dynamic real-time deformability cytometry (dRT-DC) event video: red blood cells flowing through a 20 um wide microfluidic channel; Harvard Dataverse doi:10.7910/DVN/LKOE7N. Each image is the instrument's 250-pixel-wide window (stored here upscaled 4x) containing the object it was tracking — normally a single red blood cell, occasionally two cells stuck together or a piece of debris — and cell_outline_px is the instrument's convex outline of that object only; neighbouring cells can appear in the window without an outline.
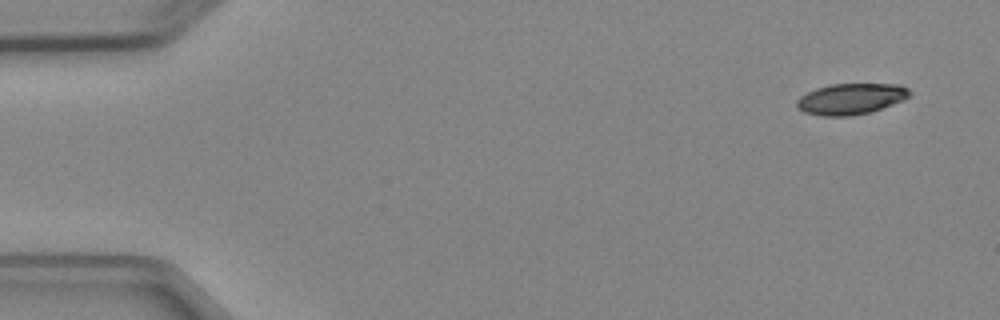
{"species": "Egyptian fruit bat (a non-hibernating species)", "species_latin": "Rousettus aegyptiacus", "temperature_condition": "cold", "stored_images_in_passage": 5, "camera_frame_rate_fps": 3000, "um_per_image_px": 0.085, "animal": {"sex": "female"}, "frame": {"image": 1, "passage_image": 1, "time_ms": 0.0, "image_size_px": [1000, 320], "cell_outline_px": [[912, 92], [904, 100], [872, 112], [852, 116], [820, 116], [804, 112], [796, 108], [796, 100], [800, 96], [816, 88], [832, 84], [900, 84], [908, 88]], "centroid_in_image_um": [72.32, 8.41], "position_along_channel_um": 12.7, "area_um2": 20.63}}
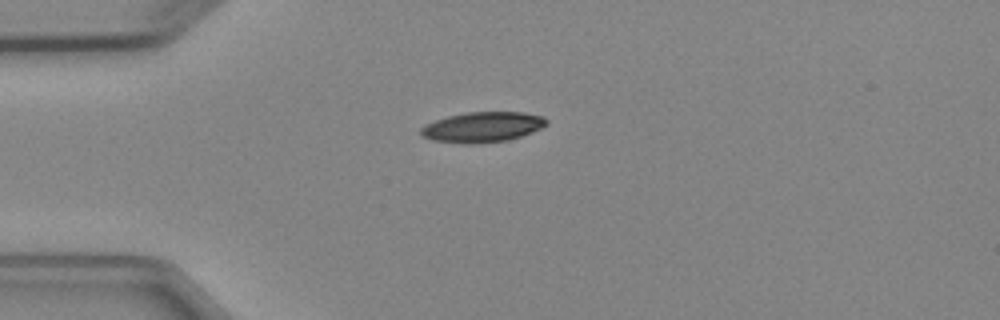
{"frame": {"image": 2, "passage_image": 3, "time_ms": 3.333, "image_size_px": [1000, 320], "cell_outline_px": [[548, 124], [532, 132], [508, 140], [476, 144], [464, 144], [432, 140], [424, 136], [420, 132], [420, 128], [424, 124], [448, 116], [464, 112], [524, 112], [544, 116], [548, 120]], "centroid_in_image_um": [41.02, 10.8], "position_along_channel_um": 44.0, "area_um2": 22.31}}
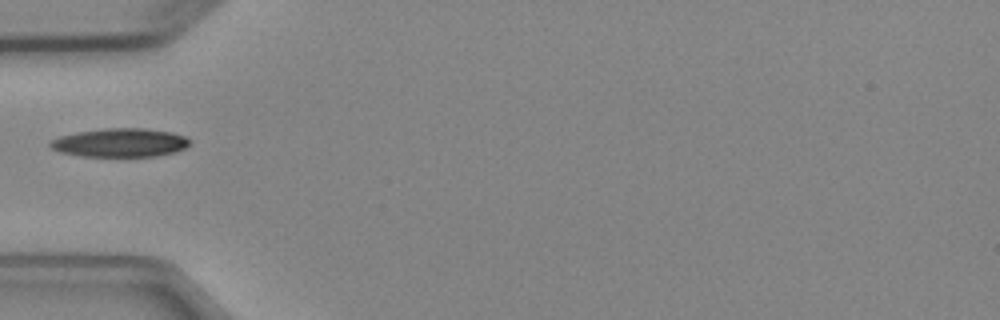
{"frame": {"image": 3, "passage_image": 4, "time_ms": 4.667, "image_size_px": [1000, 320], "cell_outline_px": [[192, 144], [176, 152], [156, 156], [80, 156], [60, 152], [52, 148], [48, 144], [52, 140], [60, 136], [76, 132], [104, 128], [144, 128], [172, 132], [184, 136], [192, 140]], "centroid_in_image_um": [10.24, 12.12], "position_along_channel_um": 74.8, "area_um2": 23.41}}